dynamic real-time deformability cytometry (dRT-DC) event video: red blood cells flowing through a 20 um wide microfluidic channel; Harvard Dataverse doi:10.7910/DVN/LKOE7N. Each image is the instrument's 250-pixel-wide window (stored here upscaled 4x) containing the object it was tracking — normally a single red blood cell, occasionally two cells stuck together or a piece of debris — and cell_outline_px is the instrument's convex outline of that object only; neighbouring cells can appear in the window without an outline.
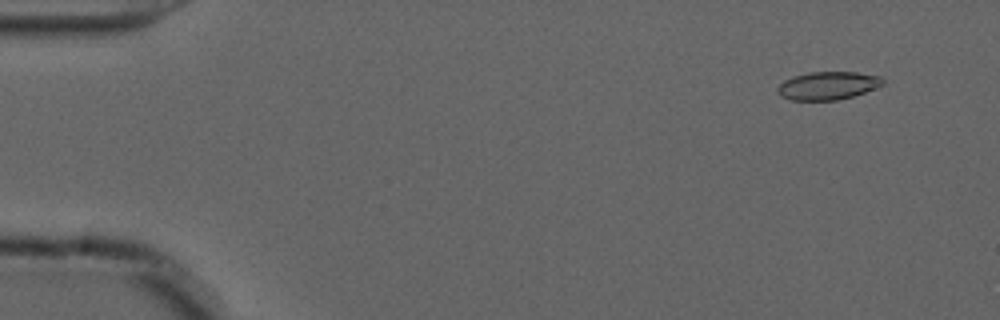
{"species": "common noctule bat (a hibernating species)", "species_latin": "Nyctalus noctula", "temperature_condition": "cold", "stored_images_in_passage": 56, "camera_frame_rate_fps": 3000, "um_per_image_px": 0.085, "animal": {"sex": "male", "forearm_length_mm": 52.5}, "frame": {"image": 1, "passage_image": 5, "time_ms": 1.333, "image_size_px": [1000, 320], "cell_outline_px": [[884, 84], [864, 92], [852, 96], [836, 100], [792, 100], [780, 96], [776, 92], [776, 88], [784, 80], [792, 76], [808, 72], [856, 72], [880, 76], [884, 80]], "centroid_in_image_um": [70.32, 7.27], "position_along_channel_um": 14.7, "area_um2": 17.22}}
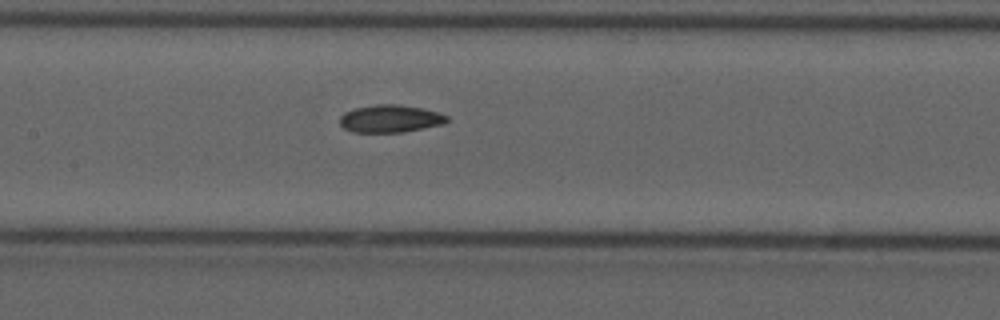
{"frame": {"image": 2, "passage_image": 27, "time_ms": 8.667, "image_size_px": [1000, 320], "cell_outline_px": [[448, 120], [444, 124], [404, 132], [352, 132], [344, 128], [340, 124], [340, 116], [344, 112], [356, 108], [376, 104], [396, 104], [420, 108], [436, 112], [448, 116]], "centroid_in_image_um": [33.15, 10.09], "position_along_channel_um": 174.2, "area_um2": 17.11}}
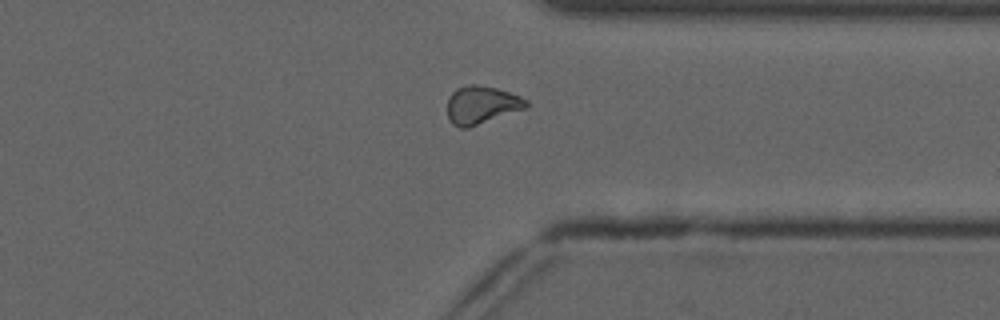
{"frame": {"image": 3, "passage_image": 43, "time_ms": 14.0, "image_size_px": [1000, 320], "cell_outline_px": [[528, 108], [468, 128], [460, 128], [452, 124], [448, 116], [448, 100], [452, 92], [456, 88], [468, 84], [476, 84], [496, 88], [520, 96], [528, 100]], "centroid_in_image_um": [40.95, 8.92], "position_along_channel_um": 370.5, "area_um2": 17.57}, "authors_computed_cell_mechanics": {"area_um2": 17.3111, "velocity_mm_per_s": 3.7121, "shape_relaxation_time_tau1_ms": null, "shape_relaxation_time_tau2_ms": 3.6109, "deformation_change_tau1": null, "deformation_change_tau2": 0.0878}}